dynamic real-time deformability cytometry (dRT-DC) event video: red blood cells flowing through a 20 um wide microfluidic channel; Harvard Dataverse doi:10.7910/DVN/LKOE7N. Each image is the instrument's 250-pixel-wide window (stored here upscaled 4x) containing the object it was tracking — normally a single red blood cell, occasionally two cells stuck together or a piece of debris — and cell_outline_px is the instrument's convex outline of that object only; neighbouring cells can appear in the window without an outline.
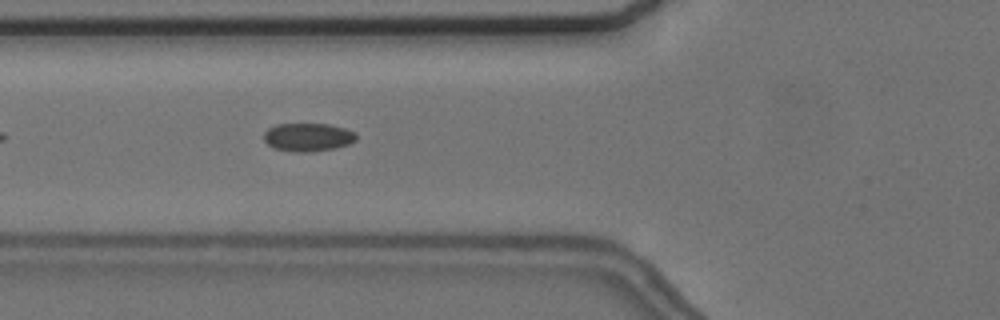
{"species": "common noctule bat (a hibernating species)", "species_latin": "Nyctalus noctula", "temperature_condition": "cold", "stored_images_in_passage": 42, "camera_frame_rate_fps": 3000, "um_per_image_px": 0.085, "animal": {"sex": "female", "body_mass_g": 24.6, "forearm_length_mm": 56.2}, "frame": {"image": 1, "passage_image": 7, "time_ms": 2.0, "image_size_px": [1000, 320], "cell_outline_px": [[356, 140], [348, 144], [336, 148], [308, 152], [296, 152], [276, 148], [268, 144], [264, 140], [264, 132], [268, 128], [276, 124], [328, 124], [344, 128], [356, 132]], "centroid_in_image_um": [26.18, 11.65], "position_along_channel_um": 99.6, "area_um2": 15.14}}
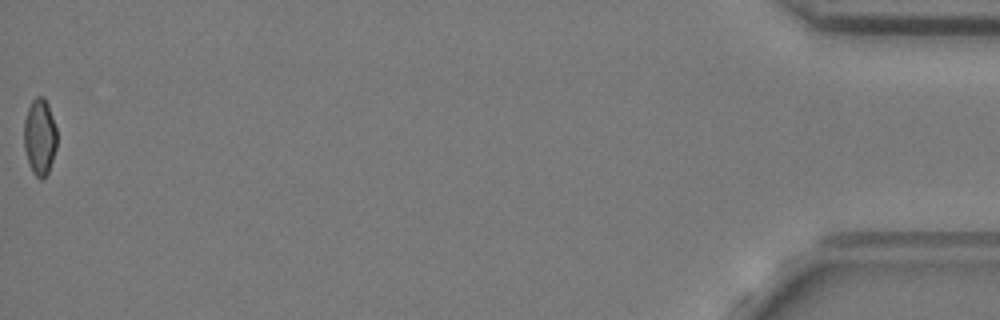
{"frame": {"image": 2, "passage_image": 42, "time_ms": 13.667, "image_size_px": [1000, 320], "cell_outline_px": [[56, 148], [48, 172], [40, 180], [32, 172], [28, 164], [24, 148], [24, 120], [28, 108], [32, 100], [36, 96], [44, 96], [48, 104], [56, 128]], "centroid_in_image_um": [3.36, 11.62], "position_along_channel_um": 431.8, "area_um2": 14.68}, "authors_computed_cell_mechanics": {"area_um2": 15.317, "velocity_mm_per_s": 3.694, "shape_relaxation_time_tau1_ms": 4.6067, "shape_relaxation_time_tau2_ms": 4.055, "deformation_change_tau1": 0.0628, "deformation_change_tau2": 0.0852}}